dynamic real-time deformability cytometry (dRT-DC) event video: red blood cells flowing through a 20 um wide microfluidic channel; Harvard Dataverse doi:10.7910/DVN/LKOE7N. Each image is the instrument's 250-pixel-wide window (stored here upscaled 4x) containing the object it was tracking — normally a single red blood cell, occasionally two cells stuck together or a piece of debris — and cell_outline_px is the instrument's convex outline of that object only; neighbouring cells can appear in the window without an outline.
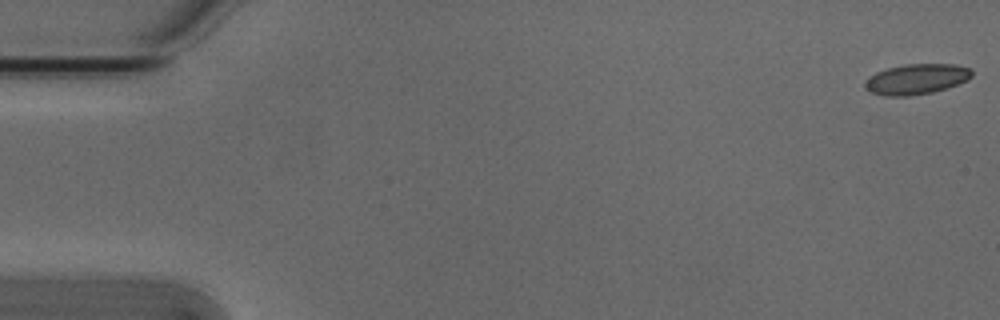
{"species": "Egyptian fruit bat (a non-hibernating species)", "species_latin": "Rousettus aegyptiacus", "temperature_condition": "cold", "stored_images_in_passage": 6, "camera_frame_rate_fps": 3000, "um_per_image_px": 0.085, "animal": {"sex": "male"}, "frame": {"image": 1, "passage_image": 1, "time_ms": 0.0, "image_size_px": [1000, 320], "cell_outline_px": [[972, 76], [968, 80], [932, 92], [908, 96], [884, 96], [872, 92], [864, 88], [864, 80], [868, 76], [876, 72], [888, 68], [904, 64], [956, 64], [972, 68]], "centroid_in_image_um": [77.87, 6.71], "position_along_channel_um": 7.1, "area_um2": 19.02}}
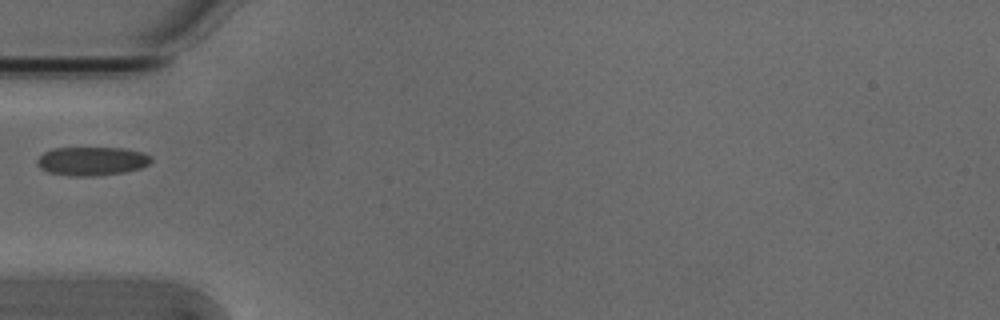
{"frame": {"image": 2, "passage_image": 5, "time_ms": 1.333, "image_size_px": [1000, 320], "cell_outline_px": [[152, 160], [148, 164], [140, 168], [124, 172], [92, 176], [68, 176], [48, 172], [40, 168], [36, 164], [36, 160], [44, 152], [52, 148], [124, 148], [144, 152], [152, 156]], "centroid_in_image_um": [7.8, 13.69], "position_along_channel_um": 77.2, "area_um2": 19.19}}
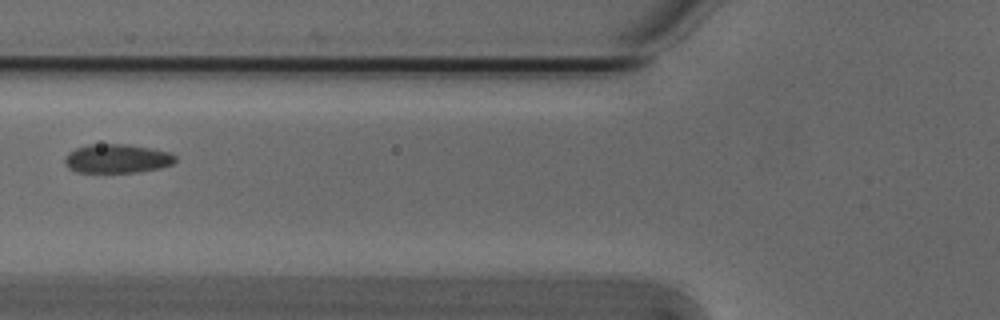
{"frame": {"image": 3, "passage_image": 6, "time_ms": 1.667, "image_size_px": [1000, 320], "cell_outline_px": [[176, 160], [172, 164], [160, 168], [136, 172], [76, 172], [68, 168], [64, 164], [64, 160], [68, 152], [76, 148], [88, 144], [128, 144], [168, 152], [176, 156]], "centroid_in_image_um": [9.91, 13.48], "position_along_channel_um": 115.9, "area_um2": 18.61}}